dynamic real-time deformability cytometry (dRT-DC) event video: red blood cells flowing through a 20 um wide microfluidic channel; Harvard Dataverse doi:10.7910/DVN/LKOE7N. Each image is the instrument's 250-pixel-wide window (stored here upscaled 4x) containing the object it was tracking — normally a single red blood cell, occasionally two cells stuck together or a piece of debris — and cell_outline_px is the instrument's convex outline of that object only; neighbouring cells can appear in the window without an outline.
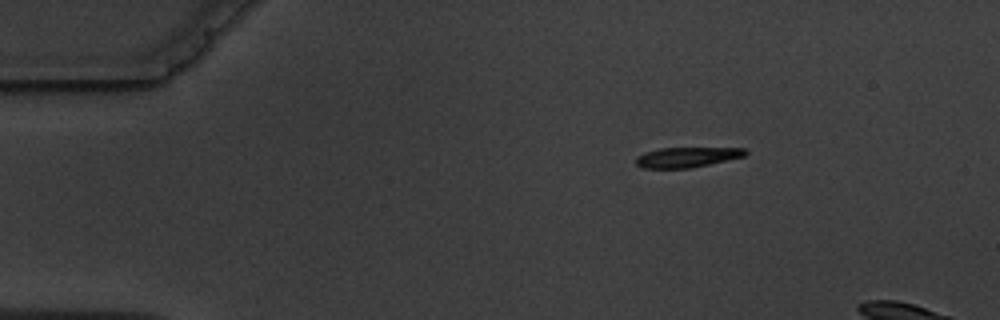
{"species": "common noctule bat (a hibernating species)", "species_latin": "Nyctalus noctula", "temperature_condition": "warm", "stored_images_in_passage": 3, "camera_frame_rate_fps": 3000, "um_per_image_px": 0.085, "animal": {"sex": "male", "body_mass_g": 19.5, "forearm_length_mm": 54.6}, "frame": {"image": 1, "passage_image": 1, "time_ms": 0.0, "image_size_px": [1000, 320], "cell_outline_px": [[748, 152], [744, 156], [692, 168], [644, 168], [636, 164], [636, 156], [644, 152], [660, 148], [744, 148]], "centroid_in_image_um": [58.36, 13.36], "position_along_channel_um": 26.6, "area_um2": 12.77}}